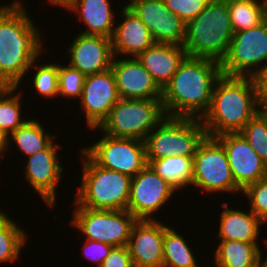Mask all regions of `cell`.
Here are the masks:
<instances>
[{
  "label": "cell",
  "instance_id": "1",
  "mask_svg": "<svg viewBox=\"0 0 267 267\" xmlns=\"http://www.w3.org/2000/svg\"><path fill=\"white\" fill-rule=\"evenodd\" d=\"M221 75L219 62L186 56L162 90L165 115L201 119L210 107L215 83Z\"/></svg>",
  "mask_w": 267,
  "mask_h": 267
},
{
  "label": "cell",
  "instance_id": "2",
  "mask_svg": "<svg viewBox=\"0 0 267 267\" xmlns=\"http://www.w3.org/2000/svg\"><path fill=\"white\" fill-rule=\"evenodd\" d=\"M26 9L16 0L0 11V75L14 87L30 74L31 64L45 49L42 31Z\"/></svg>",
  "mask_w": 267,
  "mask_h": 267
},
{
  "label": "cell",
  "instance_id": "3",
  "mask_svg": "<svg viewBox=\"0 0 267 267\" xmlns=\"http://www.w3.org/2000/svg\"><path fill=\"white\" fill-rule=\"evenodd\" d=\"M260 110L251 77L222 74L215 83L210 107L201 121L209 137L238 133Z\"/></svg>",
  "mask_w": 267,
  "mask_h": 267
},
{
  "label": "cell",
  "instance_id": "4",
  "mask_svg": "<svg viewBox=\"0 0 267 267\" xmlns=\"http://www.w3.org/2000/svg\"><path fill=\"white\" fill-rule=\"evenodd\" d=\"M233 34L226 0H211L186 24L183 48L189 57L221 63L228 53Z\"/></svg>",
  "mask_w": 267,
  "mask_h": 267
},
{
  "label": "cell",
  "instance_id": "5",
  "mask_svg": "<svg viewBox=\"0 0 267 267\" xmlns=\"http://www.w3.org/2000/svg\"><path fill=\"white\" fill-rule=\"evenodd\" d=\"M81 184L74 202L94 210H126L132 178L97 165L82 149Z\"/></svg>",
  "mask_w": 267,
  "mask_h": 267
},
{
  "label": "cell",
  "instance_id": "6",
  "mask_svg": "<svg viewBox=\"0 0 267 267\" xmlns=\"http://www.w3.org/2000/svg\"><path fill=\"white\" fill-rule=\"evenodd\" d=\"M206 136L200 118L166 116L144 140L147 162L171 155L194 157Z\"/></svg>",
  "mask_w": 267,
  "mask_h": 267
},
{
  "label": "cell",
  "instance_id": "7",
  "mask_svg": "<svg viewBox=\"0 0 267 267\" xmlns=\"http://www.w3.org/2000/svg\"><path fill=\"white\" fill-rule=\"evenodd\" d=\"M165 117L161 99H120L101 125L90 130L144 141Z\"/></svg>",
  "mask_w": 267,
  "mask_h": 267
},
{
  "label": "cell",
  "instance_id": "8",
  "mask_svg": "<svg viewBox=\"0 0 267 267\" xmlns=\"http://www.w3.org/2000/svg\"><path fill=\"white\" fill-rule=\"evenodd\" d=\"M71 225L85 239L100 241L113 247L127 246L137 219L126 210H94L78 206L74 201Z\"/></svg>",
  "mask_w": 267,
  "mask_h": 267
},
{
  "label": "cell",
  "instance_id": "9",
  "mask_svg": "<svg viewBox=\"0 0 267 267\" xmlns=\"http://www.w3.org/2000/svg\"><path fill=\"white\" fill-rule=\"evenodd\" d=\"M192 186L210 194L242 193L235 183L224 147L214 137L206 136L196 150Z\"/></svg>",
  "mask_w": 267,
  "mask_h": 267
},
{
  "label": "cell",
  "instance_id": "10",
  "mask_svg": "<svg viewBox=\"0 0 267 267\" xmlns=\"http://www.w3.org/2000/svg\"><path fill=\"white\" fill-rule=\"evenodd\" d=\"M266 63L267 18L255 27L233 34L220 66L223 75L252 77Z\"/></svg>",
  "mask_w": 267,
  "mask_h": 267
},
{
  "label": "cell",
  "instance_id": "11",
  "mask_svg": "<svg viewBox=\"0 0 267 267\" xmlns=\"http://www.w3.org/2000/svg\"><path fill=\"white\" fill-rule=\"evenodd\" d=\"M97 165L135 177L148 165L144 141L104 133L94 144L81 148Z\"/></svg>",
  "mask_w": 267,
  "mask_h": 267
},
{
  "label": "cell",
  "instance_id": "12",
  "mask_svg": "<svg viewBox=\"0 0 267 267\" xmlns=\"http://www.w3.org/2000/svg\"><path fill=\"white\" fill-rule=\"evenodd\" d=\"M175 192L178 191L147 165L132 177L127 210L137 220H158L155 212L170 202Z\"/></svg>",
  "mask_w": 267,
  "mask_h": 267
},
{
  "label": "cell",
  "instance_id": "13",
  "mask_svg": "<svg viewBox=\"0 0 267 267\" xmlns=\"http://www.w3.org/2000/svg\"><path fill=\"white\" fill-rule=\"evenodd\" d=\"M53 140L45 149L27 157L25 177L32 189L39 193L48 208H55L57 200V186L64 171L63 163L60 162L59 149Z\"/></svg>",
  "mask_w": 267,
  "mask_h": 267
},
{
  "label": "cell",
  "instance_id": "14",
  "mask_svg": "<svg viewBox=\"0 0 267 267\" xmlns=\"http://www.w3.org/2000/svg\"><path fill=\"white\" fill-rule=\"evenodd\" d=\"M126 5L146 25L156 44L183 46L186 24L166 7L164 0H129Z\"/></svg>",
  "mask_w": 267,
  "mask_h": 267
},
{
  "label": "cell",
  "instance_id": "15",
  "mask_svg": "<svg viewBox=\"0 0 267 267\" xmlns=\"http://www.w3.org/2000/svg\"><path fill=\"white\" fill-rule=\"evenodd\" d=\"M120 99L111 68L87 75L80 98L87 127L90 129L99 127Z\"/></svg>",
  "mask_w": 267,
  "mask_h": 267
},
{
  "label": "cell",
  "instance_id": "16",
  "mask_svg": "<svg viewBox=\"0 0 267 267\" xmlns=\"http://www.w3.org/2000/svg\"><path fill=\"white\" fill-rule=\"evenodd\" d=\"M214 138L224 147L235 183L242 191L267 177V165L239 132Z\"/></svg>",
  "mask_w": 267,
  "mask_h": 267
},
{
  "label": "cell",
  "instance_id": "17",
  "mask_svg": "<svg viewBox=\"0 0 267 267\" xmlns=\"http://www.w3.org/2000/svg\"><path fill=\"white\" fill-rule=\"evenodd\" d=\"M68 46V65L85 76L111 68L114 53L111 38L79 33Z\"/></svg>",
  "mask_w": 267,
  "mask_h": 267
},
{
  "label": "cell",
  "instance_id": "18",
  "mask_svg": "<svg viewBox=\"0 0 267 267\" xmlns=\"http://www.w3.org/2000/svg\"><path fill=\"white\" fill-rule=\"evenodd\" d=\"M111 70L121 99L162 98V90L136 57L114 56Z\"/></svg>",
  "mask_w": 267,
  "mask_h": 267
},
{
  "label": "cell",
  "instance_id": "19",
  "mask_svg": "<svg viewBox=\"0 0 267 267\" xmlns=\"http://www.w3.org/2000/svg\"><path fill=\"white\" fill-rule=\"evenodd\" d=\"M158 220H137L127 247L134 267H163L165 224Z\"/></svg>",
  "mask_w": 267,
  "mask_h": 267
},
{
  "label": "cell",
  "instance_id": "20",
  "mask_svg": "<svg viewBox=\"0 0 267 267\" xmlns=\"http://www.w3.org/2000/svg\"><path fill=\"white\" fill-rule=\"evenodd\" d=\"M124 6V7H123ZM123 21L116 24L111 38L114 56L137 57L155 44L151 32L126 4L120 8ZM129 55V56H128Z\"/></svg>",
  "mask_w": 267,
  "mask_h": 267
},
{
  "label": "cell",
  "instance_id": "21",
  "mask_svg": "<svg viewBox=\"0 0 267 267\" xmlns=\"http://www.w3.org/2000/svg\"><path fill=\"white\" fill-rule=\"evenodd\" d=\"M186 56L183 46L155 43L136 58L163 90Z\"/></svg>",
  "mask_w": 267,
  "mask_h": 267
},
{
  "label": "cell",
  "instance_id": "22",
  "mask_svg": "<svg viewBox=\"0 0 267 267\" xmlns=\"http://www.w3.org/2000/svg\"><path fill=\"white\" fill-rule=\"evenodd\" d=\"M110 0H73L65 9L73 11L86 30L81 34L100 35L112 38L115 28V14Z\"/></svg>",
  "mask_w": 267,
  "mask_h": 267
},
{
  "label": "cell",
  "instance_id": "23",
  "mask_svg": "<svg viewBox=\"0 0 267 267\" xmlns=\"http://www.w3.org/2000/svg\"><path fill=\"white\" fill-rule=\"evenodd\" d=\"M224 209L220 213L217 239L258 242L262 224H265L251 210L248 212L229 208V203L221 204Z\"/></svg>",
  "mask_w": 267,
  "mask_h": 267
},
{
  "label": "cell",
  "instance_id": "24",
  "mask_svg": "<svg viewBox=\"0 0 267 267\" xmlns=\"http://www.w3.org/2000/svg\"><path fill=\"white\" fill-rule=\"evenodd\" d=\"M260 242L219 240L213 267H257L261 252Z\"/></svg>",
  "mask_w": 267,
  "mask_h": 267
},
{
  "label": "cell",
  "instance_id": "25",
  "mask_svg": "<svg viewBox=\"0 0 267 267\" xmlns=\"http://www.w3.org/2000/svg\"><path fill=\"white\" fill-rule=\"evenodd\" d=\"M55 138V135L45 131L39 119L29 118L8 136L7 150L12 149L10 145L12 146V143H14L13 145L16 144L20 148L19 151L26 155V158L45 149Z\"/></svg>",
  "mask_w": 267,
  "mask_h": 267
},
{
  "label": "cell",
  "instance_id": "26",
  "mask_svg": "<svg viewBox=\"0 0 267 267\" xmlns=\"http://www.w3.org/2000/svg\"><path fill=\"white\" fill-rule=\"evenodd\" d=\"M148 165L178 192L192 186L193 157L171 155L152 160Z\"/></svg>",
  "mask_w": 267,
  "mask_h": 267
},
{
  "label": "cell",
  "instance_id": "27",
  "mask_svg": "<svg viewBox=\"0 0 267 267\" xmlns=\"http://www.w3.org/2000/svg\"><path fill=\"white\" fill-rule=\"evenodd\" d=\"M233 32L248 30L267 18V0H226Z\"/></svg>",
  "mask_w": 267,
  "mask_h": 267
},
{
  "label": "cell",
  "instance_id": "28",
  "mask_svg": "<svg viewBox=\"0 0 267 267\" xmlns=\"http://www.w3.org/2000/svg\"><path fill=\"white\" fill-rule=\"evenodd\" d=\"M170 227L165 224L163 267H198L194 252L184 235Z\"/></svg>",
  "mask_w": 267,
  "mask_h": 267
},
{
  "label": "cell",
  "instance_id": "29",
  "mask_svg": "<svg viewBox=\"0 0 267 267\" xmlns=\"http://www.w3.org/2000/svg\"><path fill=\"white\" fill-rule=\"evenodd\" d=\"M27 238L24 228L8 217L6 211L3 212L0 215V263L19 259Z\"/></svg>",
  "mask_w": 267,
  "mask_h": 267
},
{
  "label": "cell",
  "instance_id": "30",
  "mask_svg": "<svg viewBox=\"0 0 267 267\" xmlns=\"http://www.w3.org/2000/svg\"><path fill=\"white\" fill-rule=\"evenodd\" d=\"M17 90L19 87H13L0 99V129L7 136L28 120L23 118L20 102L22 95L17 94Z\"/></svg>",
  "mask_w": 267,
  "mask_h": 267
},
{
  "label": "cell",
  "instance_id": "31",
  "mask_svg": "<svg viewBox=\"0 0 267 267\" xmlns=\"http://www.w3.org/2000/svg\"><path fill=\"white\" fill-rule=\"evenodd\" d=\"M38 60H35L32 64L30 69L33 67L37 70L34 71V77L31 79L33 80L32 84L35 88L34 92L37 94L44 96L47 98H58V64L57 62L47 63L44 64H36Z\"/></svg>",
  "mask_w": 267,
  "mask_h": 267
},
{
  "label": "cell",
  "instance_id": "32",
  "mask_svg": "<svg viewBox=\"0 0 267 267\" xmlns=\"http://www.w3.org/2000/svg\"><path fill=\"white\" fill-rule=\"evenodd\" d=\"M239 133L267 165V116L260 110Z\"/></svg>",
  "mask_w": 267,
  "mask_h": 267
},
{
  "label": "cell",
  "instance_id": "33",
  "mask_svg": "<svg viewBox=\"0 0 267 267\" xmlns=\"http://www.w3.org/2000/svg\"><path fill=\"white\" fill-rule=\"evenodd\" d=\"M85 75L69 65L58 64V97L81 98Z\"/></svg>",
  "mask_w": 267,
  "mask_h": 267
},
{
  "label": "cell",
  "instance_id": "34",
  "mask_svg": "<svg viewBox=\"0 0 267 267\" xmlns=\"http://www.w3.org/2000/svg\"><path fill=\"white\" fill-rule=\"evenodd\" d=\"M242 193L250 202V210L267 223V177L248 185Z\"/></svg>",
  "mask_w": 267,
  "mask_h": 267
},
{
  "label": "cell",
  "instance_id": "35",
  "mask_svg": "<svg viewBox=\"0 0 267 267\" xmlns=\"http://www.w3.org/2000/svg\"><path fill=\"white\" fill-rule=\"evenodd\" d=\"M211 0H164L166 7L185 24L194 19Z\"/></svg>",
  "mask_w": 267,
  "mask_h": 267
},
{
  "label": "cell",
  "instance_id": "36",
  "mask_svg": "<svg viewBox=\"0 0 267 267\" xmlns=\"http://www.w3.org/2000/svg\"><path fill=\"white\" fill-rule=\"evenodd\" d=\"M85 244L82 246L83 254L89 261L94 262L96 267H100L105 258L110 254L113 246L100 241H92L85 239ZM97 263V264H96Z\"/></svg>",
  "mask_w": 267,
  "mask_h": 267
},
{
  "label": "cell",
  "instance_id": "37",
  "mask_svg": "<svg viewBox=\"0 0 267 267\" xmlns=\"http://www.w3.org/2000/svg\"><path fill=\"white\" fill-rule=\"evenodd\" d=\"M100 267H134L128 247H113Z\"/></svg>",
  "mask_w": 267,
  "mask_h": 267
},
{
  "label": "cell",
  "instance_id": "38",
  "mask_svg": "<svg viewBox=\"0 0 267 267\" xmlns=\"http://www.w3.org/2000/svg\"><path fill=\"white\" fill-rule=\"evenodd\" d=\"M261 108L267 107V63L252 77Z\"/></svg>",
  "mask_w": 267,
  "mask_h": 267
},
{
  "label": "cell",
  "instance_id": "39",
  "mask_svg": "<svg viewBox=\"0 0 267 267\" xmlns=\"http://www.w3.org/2000/svg\"><path fill=\"white\" fill-rule=\"evenodd\" d=\"M13 87L14 86H12L5 78L0 75V99Z\"/></svg>",
  "mask_w": 267,
  "mask_h": 267
},
{
  "label": "cell",
  "instance_id": "40",
  "mask_svg": "<svg viewBox=\"0 0 267 267\" xmlns=\"http://www.w3.org/2000/svg\"><path fill=\"white\" fill-rule=\"evenodd\" d=\"M8 149V136L0 129V150Z\"/></svg>",
  "mask_w": 267,
  "mask_h": 267
},
{
  "label": "cell",
  "instance_id": "41",
  "mask_svg": "<svg viewBox=\"0 0 267 267\" xmlns=\"http://www.w3.org/2000/svg\"><path fill=\"white\" fill-rule=\"evenodd\" d=\"M262 242L265 243L264 245L267 248V238L266 239H263ZM262 253H263V251L261 250V252L259 254V258H258V266L257 267H267V256L265 257V259L264 258L262 259V257L265 256ZM266 255H267V253H266Z\"/></svg>",
  "mask_w": 267,
  "mask_h": 267
},
{
  "label": "cell",
  "instance_id": "42",
  "mask_svg": "<svg viewBox=\"0 0 267 267\" xmlns=\"http://www.w3.org/2000/svg\"><path fill=\"white\" fill-rule=\"evenodd\" d=\"M51 5H56L58 7L66 8L73 0H48Z\"/></svg>",
  "mask_w": 267,
  "mask_h": 267
},
{
  "label": "cell",
  "instance_id": "43",
  "mask_svg": "<svg viewBox=\"0 0 267 267\" xmlns=\"http://www.w3.org/2000/svg\"><path fill=\"white\" fill-rule=\"evenodd\" d=\"M15 1H16V0H14L13 2L11 1V4H8V3H7L6 5H5V4H4V5H1V4H0V10L4 9V8H6V7L11 6Z\"/></svg>",
  "mask_w": 267,
  "mask_h": 267
},
{
  "label": "cell",
  "instance_id": "44",
  "mask_svg": "<svg viewBox=\"0 0 267 267\" xmlns=\"http://www.w3.org/2000/svg\"><path fill=\"white\" fill-rule=\"evenodd\" d=\"M6 152H9L8 150H0V157L6 154ZM5 153V154H4Z\"/></svg>",
  "mask_w": 267,
  "mask_h": 267
},
{
  "label": "cell",
  "instance_id": "45",
  "mask_svg": "<svg viewBox=\"0 0 267 267\" xmlns=\"http://www.w3.org/2000/svg\"><path fill=\"white\" fill-rule=\"evenodd\" d=\"M261 111L267 116V107L261 108Z\"/></svg>",
  "mask_w": 267,
  "mask_h": 267
}]
</instances>
